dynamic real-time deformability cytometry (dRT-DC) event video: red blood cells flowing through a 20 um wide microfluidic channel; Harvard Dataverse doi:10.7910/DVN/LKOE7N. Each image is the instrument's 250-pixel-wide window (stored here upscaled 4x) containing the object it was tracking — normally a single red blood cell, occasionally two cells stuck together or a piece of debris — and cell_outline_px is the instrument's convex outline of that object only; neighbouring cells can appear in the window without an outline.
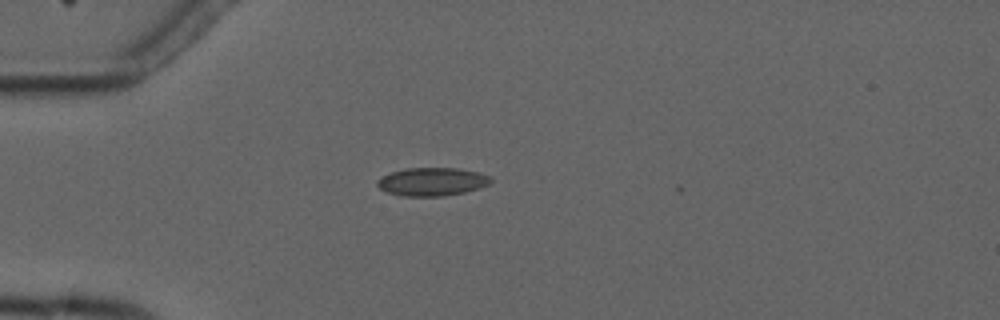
{"species": "common noctule bat (a hibernating species)", "species_latin": "Nyctalus noctula", "temperature_condition": "cold", "stored_images_in_passage": 4, "camera_frame_rate_fps": 3000, "um_per_image_px": 0.085, "animal": {"sex": "male", "forearm_length_mm": 52.5}, "frame": {"image": 1, "passage_image": 4, "time_ms": 3.667, "image_size_px": [1000, 320], "cell_outline_px": [[492, 180], [488, 184], [480, 188], [464, 192], [444, 196], [400, 196], [388, 192], [380, 188], [376, 184], [376, 180], [392, 172], [404, 168], [456, 168], [480, 172], [492, 176]], "centroid_in_image_um": [36.75, 15.44], "position_along_channel_um": 48.3, "area_um2": 18.73}}